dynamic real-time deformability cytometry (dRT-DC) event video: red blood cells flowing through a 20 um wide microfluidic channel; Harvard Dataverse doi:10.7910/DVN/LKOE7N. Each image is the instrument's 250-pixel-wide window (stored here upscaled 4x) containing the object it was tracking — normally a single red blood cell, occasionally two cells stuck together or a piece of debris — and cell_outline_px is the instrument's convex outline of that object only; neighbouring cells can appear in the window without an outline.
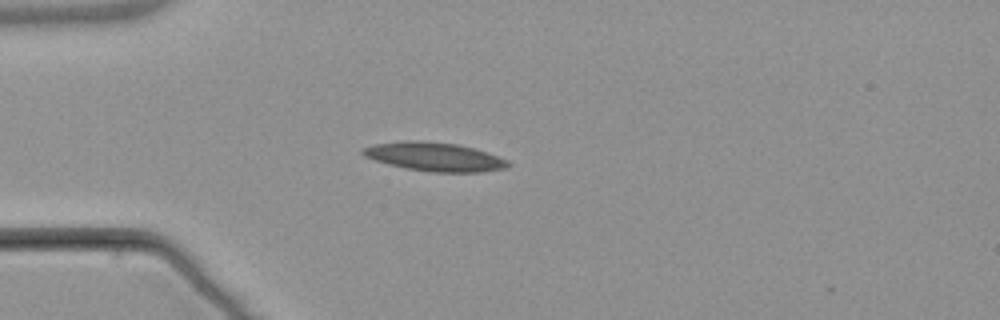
{"species": "common noctule bat (a hibernating species)", "species_latin": "Nyctalus noctula", "temperature_condition": "warm", "stored_images_in_passage": 3, "camera_frame_rate_fps": 3000, "um_per_image_px": 0.085, "animal": {"sex": "male", "body_mass_g": 21.5, "forearm_length_mm": 52.0}, "frame": {"image": 1, "passage_image": 3, "time_ms": 2.333, "image_size_px": [1000, 320], "cell_outline_px": [[512, 164], [504, 168], [480, 172], [432, 172], [404, 168], [376, 160], [364, 156], [360, 152], [360, 148], [372, 144], [408, 140], [420, 140], [456, 144], [488, 152], [508, 160]], "centroid_in_image_um": [36.91, 13.32], "position_along_channel_um": 48.1, "area_um2": 24.33}}